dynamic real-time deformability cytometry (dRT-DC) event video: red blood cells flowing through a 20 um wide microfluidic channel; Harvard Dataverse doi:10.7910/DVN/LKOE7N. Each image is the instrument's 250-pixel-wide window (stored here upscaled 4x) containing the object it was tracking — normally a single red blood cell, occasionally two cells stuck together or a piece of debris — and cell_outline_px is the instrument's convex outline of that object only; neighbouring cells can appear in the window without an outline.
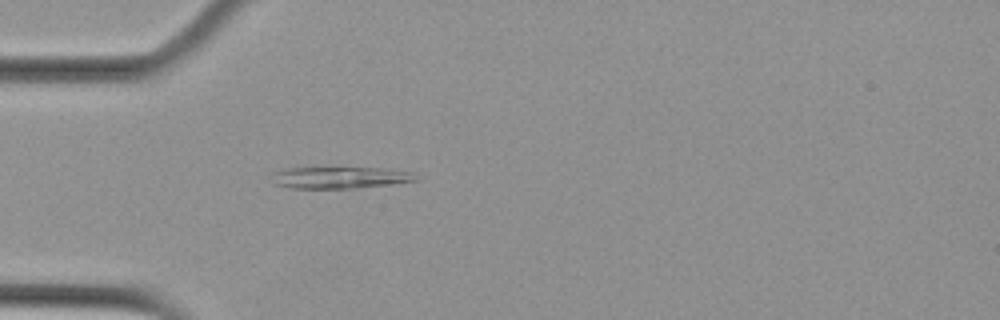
{"species": "Egyptian fruit bat (a non-hibernating species)", "species_latin": "Rousettus aegyptiacus", "temperature_condition": "cold", "stored_images_in_passage": 41, "camera_frame_rate_fps": 3000, "um_per_image_px": 0.085, "animal": {"sex": "female"}, "frame": {"image": 1, "passage_image": 1, "time_ms": 0.0, "image_size_px": [1000, 320], "cell_outline_px": [[420, 180], [396, 184], [356, 188], [292, 188], [276, 184], [272, 172], [284, 168], [324, 164], [388, 168], [412, 172]], "centroid_in_image_um": [28.92, 15.02], "position_along_channel_um": 56.1, "area_um2": 19.77}}
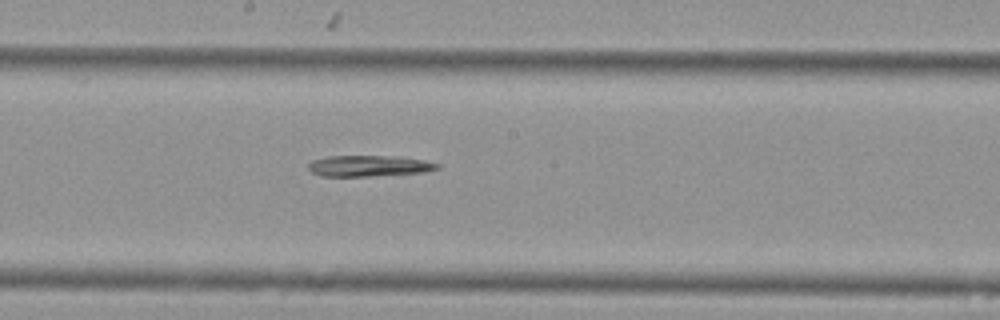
{"frame": {"image": 2, "passage_image": 15, "time_ms": 4.667, "image_size_px": [1000, 320], "cell_outline_px": [[440, 168], [424, 172], [372, 176], [320, 176], [312, 172], [308, 168], [308, 164], [312, 160], [328, 156], [396, 156], [424, 160], [440, 164]], "centroid_in_image_um": [31.36, 14.1], "position_along_channel_um": 216.8, "area_um2": 15.84}}
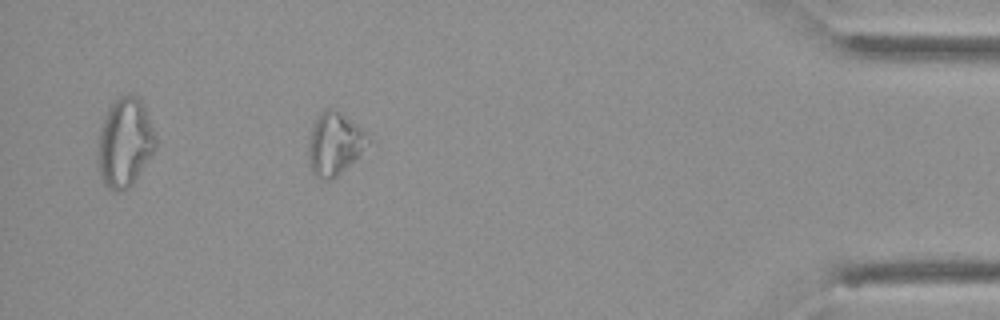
{"frame": {"image": 3, "passage_image": 35, "time_ms": 11.333, "image_size_px": [1000, 320], "cell_outline_px": [[368, 144], [360, 156], [336, 176], [328, 180], [324, 180], [312, 168], [308, 156], [308, 148], [312, 124], [320, 112], [324, 108], [332, 108], [340, 112], [356, 124], [364, 132], [368, 140]], "centroid_in_image_um": [28.43, 12.18], "position_along_channel_um": 406.8, "area_um2": 21.21}}